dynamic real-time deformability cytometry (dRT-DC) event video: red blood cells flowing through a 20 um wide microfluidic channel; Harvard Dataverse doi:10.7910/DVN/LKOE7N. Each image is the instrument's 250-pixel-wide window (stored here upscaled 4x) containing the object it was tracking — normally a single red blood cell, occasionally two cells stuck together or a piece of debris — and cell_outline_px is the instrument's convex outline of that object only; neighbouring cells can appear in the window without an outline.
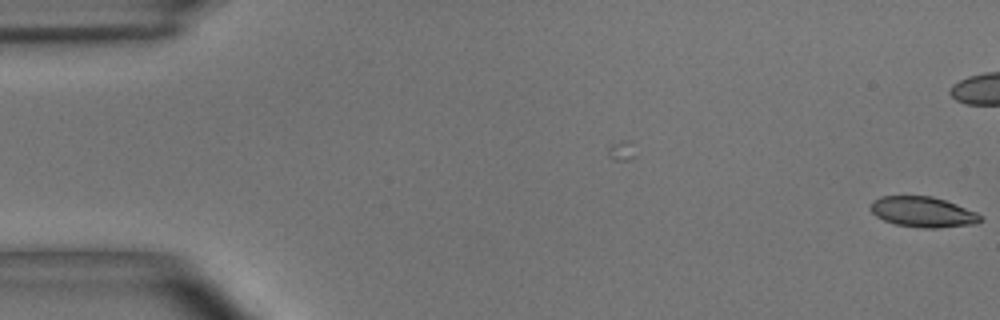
{"species": "common noctule bat (a hibernating species)", "species_latin": "Nyctalus noctula", "temperature_condition": "room temperature", "stored_images_in_passage": 2, "camera_frame_rate_fps": 3000, "um_per_image_px": 0.085, "animal": {"sex": "male", "body_mass_g": 15.6}, "frame": {"image": 1, "passage_image": 2, "time_ms": 0.333, "image_size_px": [1000, 320], "cell_outline_px": [[980, 220], [976, 224], [936, 228], [924, 228], [896, 224], [884, 220], [876, 216], [868, 208], [872, 200], [880, 196], [932, 196], [956, 204], [976, 212], [980, 216]], "centroid_in_image_um": [78.39, 18.01], "position_along_channel_um": 6.6, "area_um2": 19.42}}